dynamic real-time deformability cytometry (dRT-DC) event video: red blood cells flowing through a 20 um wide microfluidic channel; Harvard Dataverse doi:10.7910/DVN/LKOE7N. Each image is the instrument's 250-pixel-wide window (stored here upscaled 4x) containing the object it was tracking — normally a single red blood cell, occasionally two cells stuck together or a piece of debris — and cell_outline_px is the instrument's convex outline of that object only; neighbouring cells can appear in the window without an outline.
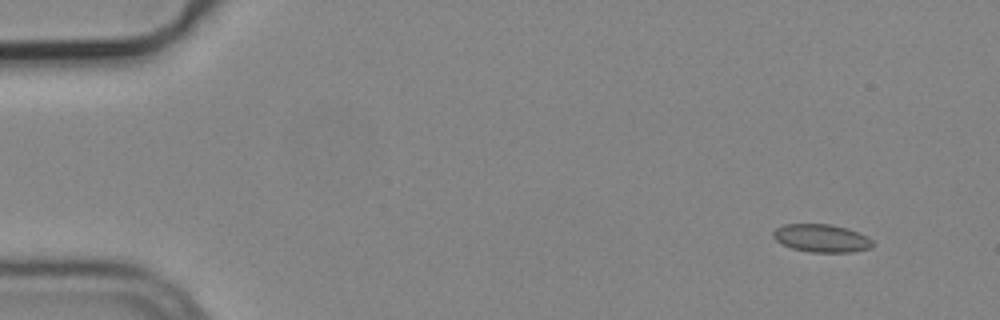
{"species": "common noctule bat (a hibernating species)", "species_latin": "Nyctalus noctula", "temperature_condition": "cold", "stored_images_in_passage": 5, "camera_frame_rate_fps": 3000, "um_per_image_px": 0.085, "animal": {"sex": "male", "body_mass_g": 19.2, "forearm_length_mm": 51.8}, "frame": {"image": 1, "passage_image": 1, "time_ms": 0.0, "image_size_px": [1000, 320], "cell_outline_px": [[876, 244], [872, 248], [852, 252], [808, 252], [792, 248], [780, 244], [772, 236], [772, 232], [776, 228], [784, 224], [832, 224], [856, 232], [872, 240]], "centroid_in_image_um": [69.8, 20.26], "position_along_channel_um": 15.2, "area_um2": 16.24}}
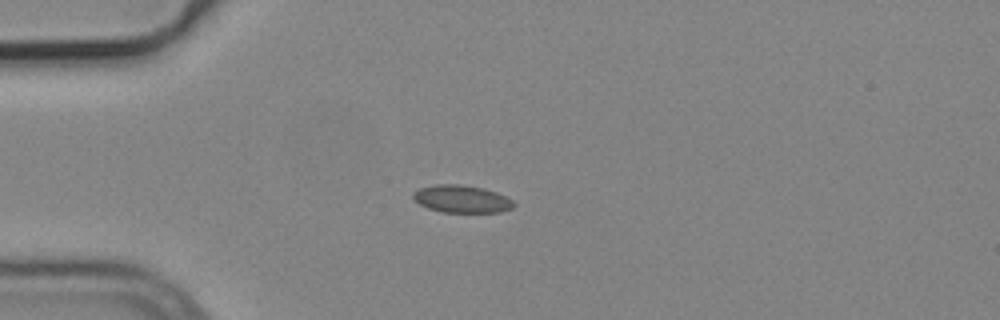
{"frame": {"image": 2, "passage_image": 4, "time_ms": 1.0, "image_size_px": [1000, 320], "cell_outline_px": [[516, 204], [512, 208], [500, 212], [444, 212], [428, 208], [420, 204], [412, 196], [412, 192], [420, 188], [436, 184], [460, 184], [484, 188], [496, 192], [512, 200]], "centroid_in_image_um": [39.25, 16.9], "position_along_channel_um": 45.8, "area_um2": 16.07}}